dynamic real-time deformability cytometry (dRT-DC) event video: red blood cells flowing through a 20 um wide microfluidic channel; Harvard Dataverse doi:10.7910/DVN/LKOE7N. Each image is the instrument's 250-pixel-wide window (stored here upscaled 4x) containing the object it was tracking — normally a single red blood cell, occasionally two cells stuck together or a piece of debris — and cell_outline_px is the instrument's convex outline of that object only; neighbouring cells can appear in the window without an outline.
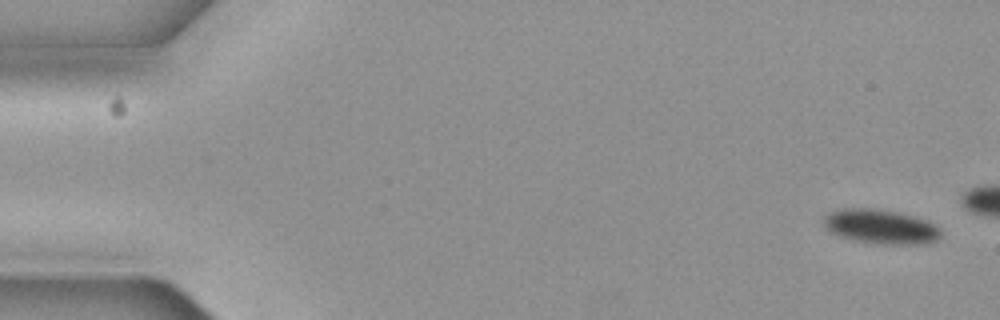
{"species": "common noctule bat (a hibernating species)", "species_latin": "Nyctalus noctula", "temperature_condition": "cold", "stored_images_in_passage": 4, "camera_frame_rate_fps": 3000, "um_per_image_px": 0.085, "animal": {"sex": "female", "body_mass_g": 19.3, "forearm_length_mm": 54.1}, "frame": {"image": 1, "passage_image": 1, "time_ms": 0.0, "image_size_px": [1000, 320], "cell_outline_px": [[940, 236], [936, 240], [924, 244], [892, 244], [856, 240], [840, 236], [832, 232], [824, 224], [824, 216], [828, 212], [840, 208], [872, 208], [896, 212], [916, 216], [928, 220], [940, 232]], "centroid_in_image_um": [74.85, 19.24], "position_along_channel_um": 10.1, "area_um2": 23.12}}